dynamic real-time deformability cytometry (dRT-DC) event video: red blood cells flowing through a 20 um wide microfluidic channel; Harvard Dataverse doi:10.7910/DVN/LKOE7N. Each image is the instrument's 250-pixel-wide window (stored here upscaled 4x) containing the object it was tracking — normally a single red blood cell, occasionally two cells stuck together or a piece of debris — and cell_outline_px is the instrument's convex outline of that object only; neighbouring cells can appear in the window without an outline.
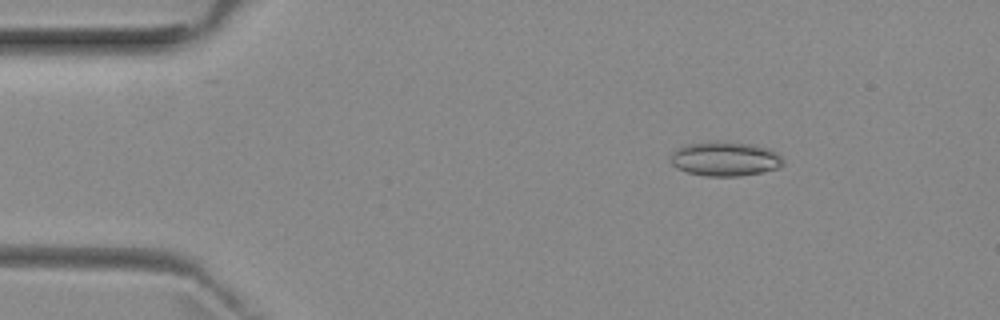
{"species": "common noctule bat (a hibernating species)", "species_latin": "Nyctalus noctula", "temperature_condition": "room temperature", "stored_images_in_passage": 32, "camera_frame_rate_fps": 3000, "um_per_image_px": 0.085, "animal": {"sex": "female", "body_mass_g": 29.2, "forearm_length_mm": 56.3}, "frame": {"image": 1, "passage_image": 1, "time_ms": 0.0, "image_size_px": [1000, 320], "cell_outline_px": [[784, 164], [776, 168], [760, 172], [740, 176], [704, 176], [688, 172], [676, 168], [672, 164], [672, 152], [676, 148], [684, 144], [716, 140], [728, 140], [756, 144], [780, 152], [784, 160]], "centroid_in_image_um": [61.66, 13.46], "position_along_channel_um": 23.3, "area_um2": 23.18}}
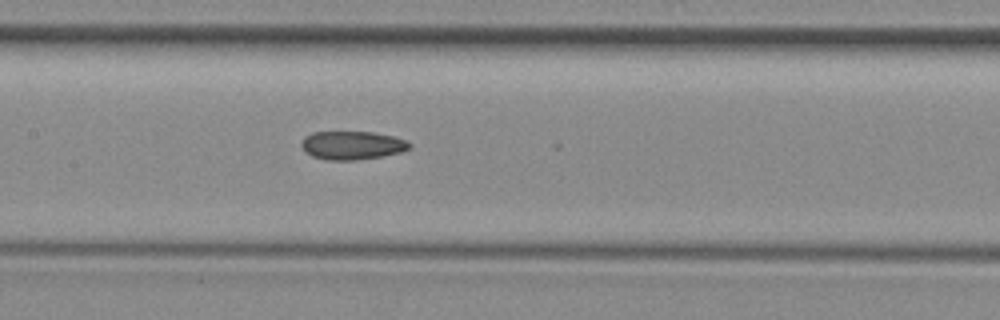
{"frame": {"image": 2, "passage_image": 18, "time_ms": 5.667, "image_size_px": [1000, 320], "cell_outline_px": [[412, 148], [400, 152], [384, 156], [356, 160], [328, 160], [312, 156], [304, 152], [300, 144], [304, 136], [312, 132], [372, 132], [392, 136], [404, 140], [412, 144]], "centroid_in_image_um": [29.91, 12.36], "position_along_channel_um": 177.5, "area_um2": 18.03}}
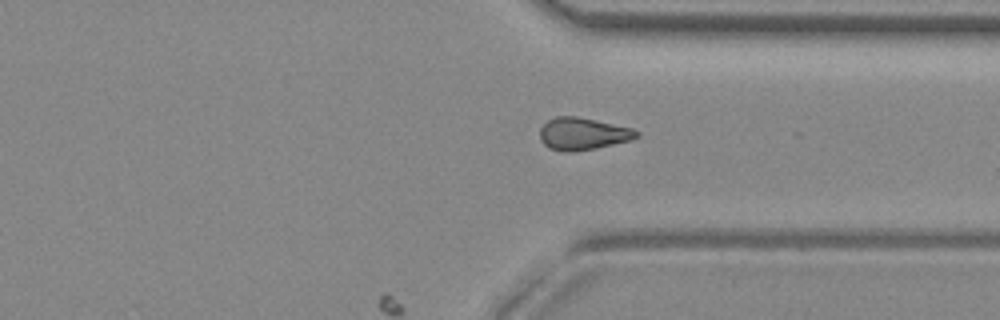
{"frame": {"image": 3, "passage_image": 32, "time_ms": 10.333, "image_size_px": [1000, 320], "cell_outline_px": [[640, 136], [632, 140], [596, 148], [572, 152], [564, 152], [548, 148], [540, 140], [540, 128], [548, 120], [556, 116], [576, 116], [632, 128], [640, 132]], "centroid_in_image_um": [49.54, 11.38], "position_along_channel_um": 361.9, "area_um2": 18.26}}